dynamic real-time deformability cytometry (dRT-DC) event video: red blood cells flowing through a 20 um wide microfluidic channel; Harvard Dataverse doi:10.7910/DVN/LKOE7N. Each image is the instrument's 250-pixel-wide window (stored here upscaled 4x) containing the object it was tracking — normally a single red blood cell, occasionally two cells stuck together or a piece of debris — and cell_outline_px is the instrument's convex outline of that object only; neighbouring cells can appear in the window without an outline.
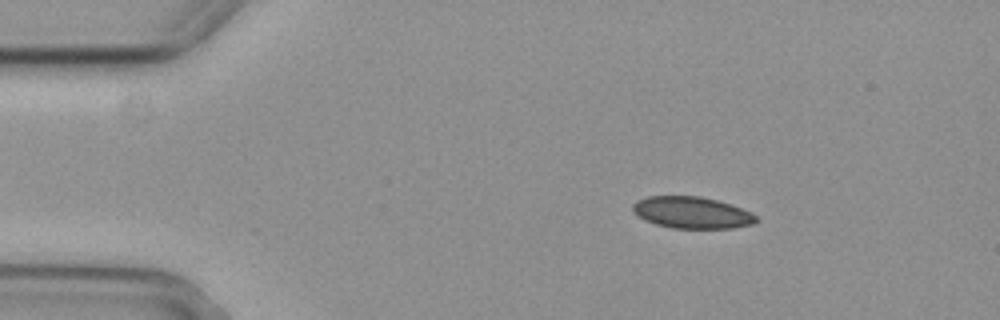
{"species": "common noctule bat (a hibernating species)", "species_latin": "Nyctalus noctula", "temperature_condition": "cold", "stored_images_in_passage": 4, "camera_frame_rate_fps": 3000, "um_per_image_px": 0.085, "animal": {"sex": "female", "body_mass_g": 29.2, "forearm_length_mm": 56.3}, "frame": {"image": 1, "passage_image": 2, "time_ms": 0.333, "image_size_px": [1000, 320], "cell_outline_px": [[760, 220], [752, 224], [732, 228], [672, 228], [656, 224], [644, 220], [632, 212], [632, 204], [636, 200], [648, 196], [700, 196], [716, 200], [752, 212]], "centroid_in_image_um": [58.78, 18.07], "position_along_channel_um": 26.2, "area_um2": 22.83}}